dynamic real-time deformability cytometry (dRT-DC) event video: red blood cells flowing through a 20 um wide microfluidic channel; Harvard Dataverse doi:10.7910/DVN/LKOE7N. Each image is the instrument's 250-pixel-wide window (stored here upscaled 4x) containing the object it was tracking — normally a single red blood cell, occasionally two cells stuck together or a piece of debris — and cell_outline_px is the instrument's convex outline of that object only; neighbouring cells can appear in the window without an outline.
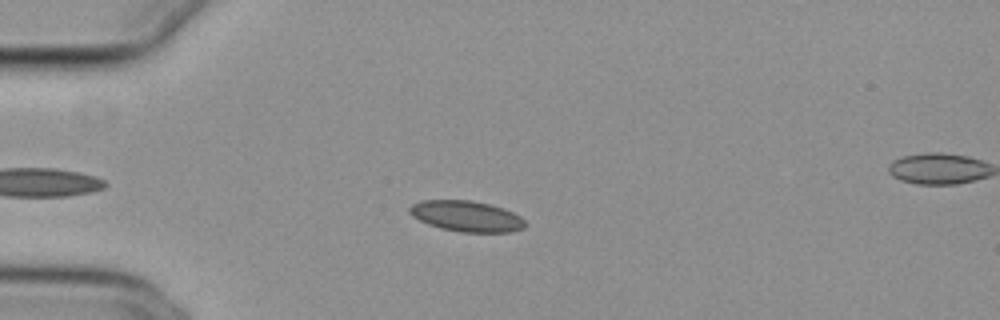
{"species": "common noctule bat (a hibernating species)", "species_latin": "Nyctalus noctula", "temperature_condition": "cold", "stored_images_in_passage": 50, "camera_frame_rate_fps": 3000, "um_per_image_px": 0.085, "animal": {"sex": "female", "body_mass_g": 29.2, "forearm_length_mm": 56.3}, "frame": {"image": 1, "passage_image": 9, "time_ms": 2.667, "image_size_px": [1000, 320], "cell_outline_px": [[524, 228], [512, 232], [460, 232], [440, 228], [428, 224], [412, 216], [408, 212], [408, 208], [412, 204], [420, 200], [472, 200], [492, 204], [504, 208], [520, 216], [524, 220]], "centroid_in_image_um": [39.64, 18.37], "position_along_channel_um": 45.4, "area_um2": 20.92}}
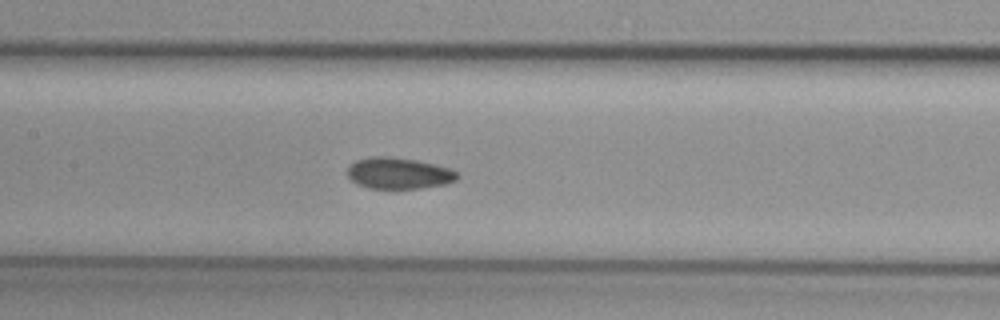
{"frame": {"image": 2, "passage_image": 21, "time_ms": 6.667, "image_size_px": [1000, 320], "cell_outline_px": [[460, 176], [456, 180], [444, 184], [420, 188], [368, 188], [356, 184], [348, 176], [348, 168], [356, 160], [372, 156], [388, 156], [416, 160], [448, 168], [456, 172]], "centroid_in_image_um": [33.87, 14.72], "position_along_channel_um": 173.5, "area_um2": 19.83}}
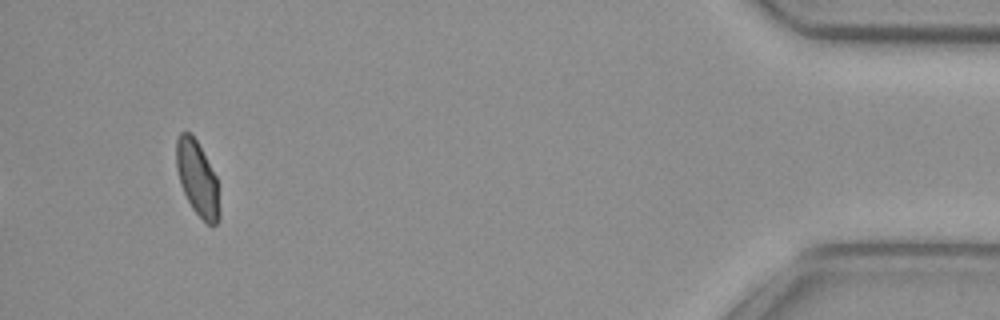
{"frame": {"image": 3, "passage_image": 46, "time_ms": 15.0, "image_size_px": [1000, 320], "cell_outline_px": [[220, 220], [216, 224], [208, 224], [192, 208], [180, 184], [176, 168], [176, 140], [180, 132], [188, 132], [196, 140], [216, 176], [220, 212]], "centroid_in_image_um": [16.77, 15.18], "position_along_channel_um": 418.4, "area_um2": 18.55}, "authors_computed_cell_mechanics": {"area_um2": 19.9699, "velocity_mm_per_s": 3.8048, "shape_relaxation_time_tau1_ms": 4.7444, "shape_relaxation_time_tau2_ms": 1.4287, "deformation_change_tau1": 0.0791, "deformation_change_tau2": 0.0506}}